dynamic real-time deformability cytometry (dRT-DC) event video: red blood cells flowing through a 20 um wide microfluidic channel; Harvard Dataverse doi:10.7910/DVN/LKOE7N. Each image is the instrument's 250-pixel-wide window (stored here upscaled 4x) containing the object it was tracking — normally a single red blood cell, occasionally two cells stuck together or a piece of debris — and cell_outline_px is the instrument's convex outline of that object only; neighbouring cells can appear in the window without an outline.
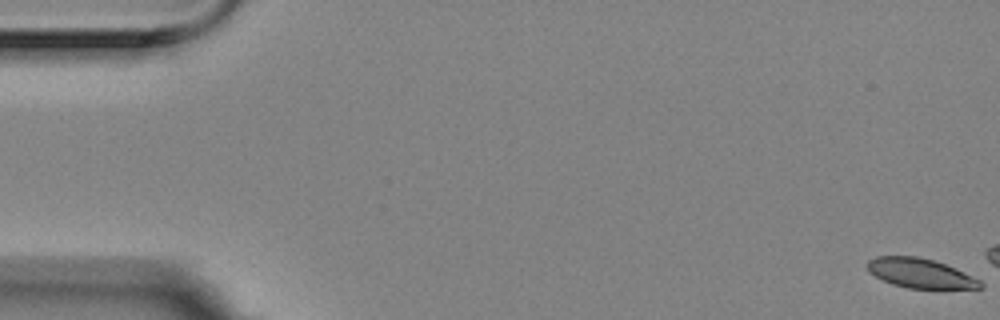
{"species": "Egyptian fruit bat (a non-hibernating species)", "species_latin": "Rousettus aegyptiacus", "temperature_condition": "room temperature", "stored_images_in_passage": 4, "camera_frame_rate_fps": 3000, "um_per_image_px": 0.085, "animal": {"sex": "female"}, "frame": {"image": 1, "passage_image": 1, "time_ms": 0.0, "image_size_px": [1000, 320], "cell_outline_px": [[984, 288], [908, 288], [892, 284], [868, 272], [864, 264], [868, 260], [876, 256], [916, 256], [932, 260], [956, 268], [980, 280], [984, 284]], "centroid_in_image_um": [78.19, 23.22], "position_along_channel_um": 6.8, "area_um2": 19.42}}